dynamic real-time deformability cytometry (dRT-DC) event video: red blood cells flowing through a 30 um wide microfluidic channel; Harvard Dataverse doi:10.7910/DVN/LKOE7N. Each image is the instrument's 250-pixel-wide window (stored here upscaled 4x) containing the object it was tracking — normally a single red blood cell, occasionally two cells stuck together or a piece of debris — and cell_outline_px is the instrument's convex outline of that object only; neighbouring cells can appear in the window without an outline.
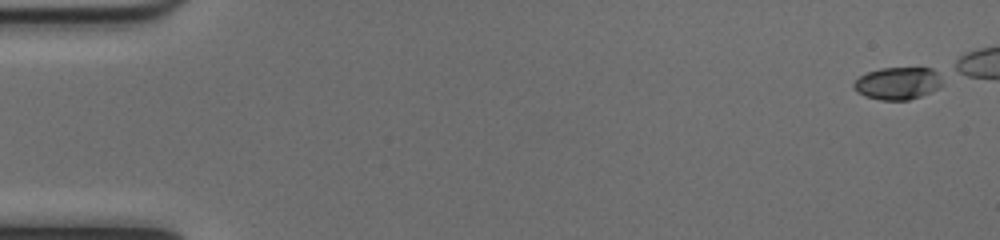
{"species": "common noctule bat (a hibernating species)", "species_latin": "Nyctalus noctula", "temperature_condition": "cold", "stored_images_in_passage": 44, "camera_frame_rate_fps": 3000, "um_per_image_px": 0.085, "animal": {"sex": "female", "body_mass_g": 17.0, "forearm_length_mm": 48.0}, "frame": {"image": 1, "passage_image": 1, "time_ms": 0.0, "image_size_px": [1000, 240], "cell_outline_px": [[940, 88], [920, 96], [908, 100], [880, 100], [864, 96], [856, 92], [852, 84], [860, 76], [868, 72], [880, 68], [932, 68], [936, 72], [940, 84]], "centroid_in_image_um": [76.25, 7.09], "position_along_channel_um": 8.7, "area_um2": 16.53}}
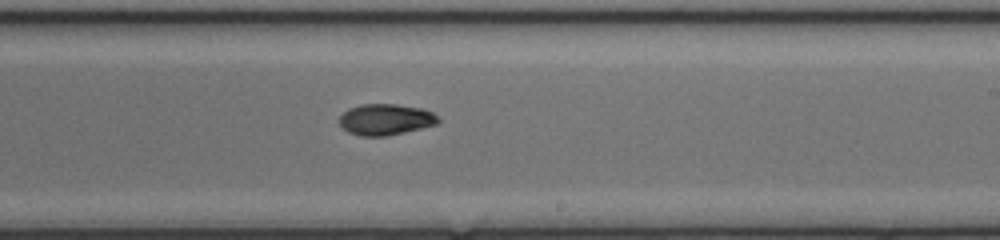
{"frame": {"image": 2, "passage_image": 31, "time_ms": 10.0, "image_size_px": [1000, 240], "cell_outline_px": [[440, 120], [436, 124], [388, 136], [360, 136], [348, 132], [340, 124], [340, 116], [348, 108], [360, 104], [396, 104], [420, 108], [432, 112]], "centroid_in_image_um": [32.75, 10.15], "position_along_channel_um": 256.3, "area_um2": 17.8}}
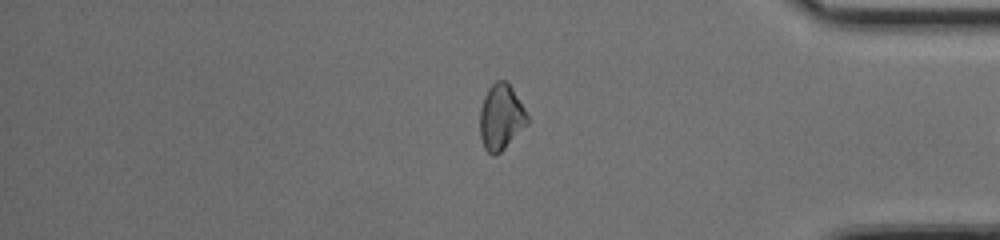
{"frame": {"image": 3, "passage_image": 43, "time_ms": 14.0, "image_size_px": [1000, 240], "cell_outline_px": [[528, 124], [496, 156], [492, 156], [484, 148], [480, 136], [480, 108], [484, 96], [488, 88], [496, 80], [508, 80], [524, 108], [528, 116]], "centroid_in_image_um": [42.57, 9.94], "position_along_channel_um": 392.6, "area_um2": 18.26}}